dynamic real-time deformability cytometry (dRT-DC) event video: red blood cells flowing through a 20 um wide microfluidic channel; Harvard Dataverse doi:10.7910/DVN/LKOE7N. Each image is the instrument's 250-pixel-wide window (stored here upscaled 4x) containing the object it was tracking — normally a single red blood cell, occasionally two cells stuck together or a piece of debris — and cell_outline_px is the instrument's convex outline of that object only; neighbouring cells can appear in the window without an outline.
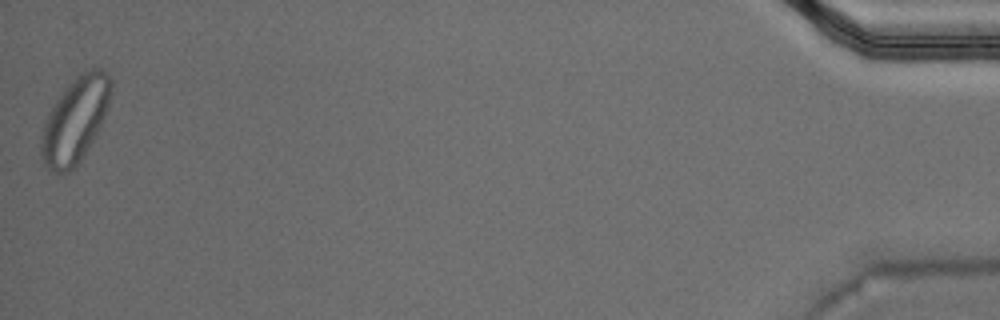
{"species": "Egyptian fruit bat (a non-hibernating species)", "species_latin": "Rousettus aegyptiacus", "temperature_condition": "warm", "stored_images_in_passage": 49, "segment_of_instrument_passage": [2, 2], "camera_frame_rate_fps": 3000, "um_per_image_px": 0.085, "animal": {"sex": "male"}, "frame": {"image": 1, "passage_image": 49, "time_ms": 16.0, "image_size_px": [1000, 320], "cell_outline_px": [[112, 92], [104, 116], [96, 136], [80, 160], [68, 172], [60, 176], [52, 172], [44, 164], [40, 156], [40, 136], [44, 120], [48, 112], [64, 88], [80, 72], [92, 68], [100, 68], [108, 72], [112, 80]], "centroid_in_image_um": [6.36, 10.2], "position_along_channel_um": 428.8, "area_um2": 35.14}}